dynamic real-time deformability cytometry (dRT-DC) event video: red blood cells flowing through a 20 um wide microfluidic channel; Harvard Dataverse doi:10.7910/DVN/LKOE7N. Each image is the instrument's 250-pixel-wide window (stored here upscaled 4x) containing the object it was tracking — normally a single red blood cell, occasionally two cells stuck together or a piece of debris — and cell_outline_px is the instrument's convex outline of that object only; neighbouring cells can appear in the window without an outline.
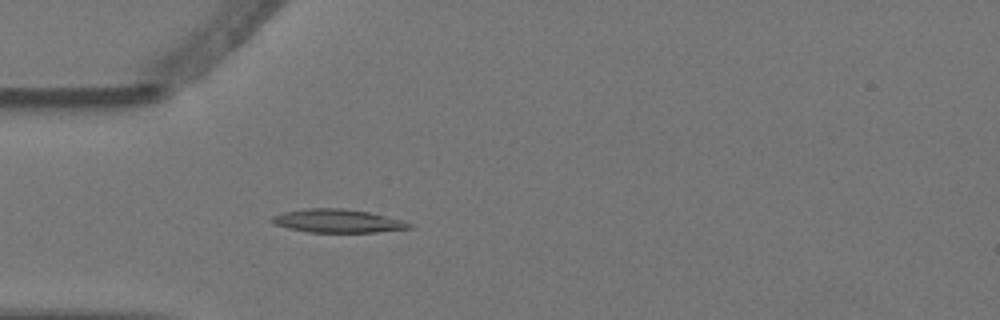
{"species": "Egyptian fruit bat (a non-hibernating species)", "species_latin": "Rousettus aegyptiacus", "temperature_condition": "warm", "stored_images_in_passage": 4, "camera_frame_rate_fps": 3000, "um_per_image_px": 0.085, "animal": {"sex": "female"}, "frame": {"image": 1, "passage_image": 4, "time_ms": 1.0, "image_size_px": [1000, 320], "cell_outline_px": [[412, 228], [376, 232], [308, 232], [288, 228], [276, 224], [272, 220], [272, 216], [284, 212], [304, 208], [344, 208], [368, 212], [404, 220], [412, 224]], "centroid_in_image_um": [28.73, 18.77], "position_along_channel_um": 56.3, "area_um2": 18.61}}